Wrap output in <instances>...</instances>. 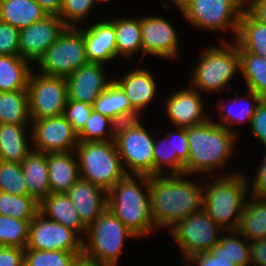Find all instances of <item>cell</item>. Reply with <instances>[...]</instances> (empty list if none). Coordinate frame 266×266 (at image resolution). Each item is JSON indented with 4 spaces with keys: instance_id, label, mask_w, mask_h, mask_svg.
Returning <instances> with one entry per match:
<instances>
[{
    "instance_id": "obj_48",
    "label": "cell",
    "mask_w": 266,
    "mask_h": 266,
    "mask_svg": "<svg viewBox=\"0 0 266 266\" xmlns=\"http://www.w3.org/2000/svg\"><path fill=\"white\" fill-rule=\"evenodd\" d=\"M25 249L0 246V266H24Z\"/></svg>"
},
{
    "instance_id": "obj_44",
    "label": "cell",
    "mask_w": 266,
    "mask_h": 266,
    "mask_svg": "<svg viewBox=\"0 0 266 266\" xmlns=\"http://www.w3.org/2000/svg\"><path fill=\"white\" fill-rule=\"evenodd\" d=\"M189 263H197V266H237L227 255V246L217 243L210 252L196 253L187 260Z\"/></svg>"
},
{
    "instance_id": "obj_41",
    "label": "cell",
    "mask_w": 266,
    "mask_h": 266,
    "mask_svg": "<svg viewBox=\"0 0 266 266\" xmlns=\"http://www.w3.org/2000/svg\"><path fill=\"white\" fill-rule=\"evenodd\" d=\"M230 232L227 236L220 237L219 243L222 246H227V255L235 265L237 266H248L250 264V242L240 241L237 239V230L226 231ZM236 236V237H235Z\"/></svg>"
},
{
    "instance_id": "obj_30",
    "label": "cell",
    "mask_w": 266,
    "mask_h": 266,
    "mask_svg": "<svg viewBox=\"0 0 266 266\" xmlns=\"http://www.w3.org/2000/svg\"><path fill=\"white\" fill-rule=\"evenodd\" d=\"M25 125L0 124V160L21 163L32 149L27 144Z\"/></svg>"
},
{
    "instance_id": "obj_22",
    "label": "cell",
    "mask_w": 266,
    "mask_h": 266,
    "mask_svg": "<svg viewBox=\"0 0 266 266\" xmlns=\"http://www.w3.org/2000/svg\"><path fill=\"white\" fill-rule=\"evenodd\" d=\"M72 151L47 153L51 193H66L80 178L78 160Z\"/></svg>"
},
{
    "instance_id": "obj_18",
    "label": "cell",
    "mask_w": 266,
    "mask_h": 266,
    "mask_svg": "<svg viewBox=\"0 0 266 266\" xmlns=\"http://www.w3.org/2000/svg\"><path fill=\"white\" fill-rule=\"evenodd\" d=\"M177 128V132H169L161 141L154 142V176L163 175L162 167L166 165L170 167L171 174L184 175V165L189 157V144L185 128Z\"/></svg>"
},
{
    "instance_id": "obj_28",
    "label": "cell",
    "mask_w": 266,
    "mask_h": 266,
    "mask_svg": "<svg viewBox=\"0 0 266 266\" xmlns=\"http://www.w3.org/2000/svg\"><path fill=\"white\" fill-rule=\"evenodd\" d=\"M234 41L238 45V50L266 57V25L257 21L246 9L241 14Z\"/></svg>"
},
{
    "instance_id": "obj_54",
    "label": "cell",
    "mask_w": 266,
    "mask_h": 266,
    "mask_svg": "<svg viewBox=\"0 0 266 266\" xmlns=\"http://www.w3.org/2000/svg\"><path fill=\"white\" fill-rule=\"evenodd\" d=\"M240 1L244 6H246L251 0H238Z\"/></svg>"
},
{
    "instance_id": "obj_31",
    "label": "cell",
    "mask_w": 266,
    "mask_h": 266,
    "mask_svg": "<svg viewBox=\"0 0 266 266\" xmlns=\"http://www.w3.org/2000/svg\"><path fill=\"white\" fill-rule=\"evenodd\" d=\"M29 118L27 90L0 92V124L26 125Z\"/></svg>"
},
{
    "instance_id": "obj_43",
    "label": "cell",
    "mask_w": 266,
    "mask_h": 266,
    "mask_svg": "<svg viewBox=\"0 0 266 266\" xmlns=\"http://www.w3.org/2000/svg\"><path fill=\"white\" fill-rule=\"evenodd\" d=\"M94 4V0H63L59 17L67 27H77L73 23L81 22Z\"/></svg>"
},
{
    "instance_id": "obj_25",
    "label": "cell",
    "mask_w": 266,
    "mask_h": 266,
    "mask_svg": "<svg viewBox=\"0 0 266 266\" xmlns=\"http://www.w3.org/2000/svg\"><path fill=\"white\" fill-rule=\"evenodd\" d=\"M124 91L134 108L146 107L156 94V82L149 71L135 69L118 81L114 80Z\"/></svg>"
},
{
    "instance_id": "obj_14",
    "label": "cell",
    "mask_w": 266,
    "mask_h": 266,
    "mask_svg": "<svg viewBox=\"0 0 266 266\" xmlns=\"http://www.w3.org/2000/svg\"><path fill=\"white\" fill-rule=\"evenodd\" d=\"M31 140L35 151L43 153L74 151L78 146L77 133L65 116L33 120Z\"/></svg>"
},
{
    "instance_id": "obj_4",
    "label": "cell",
    "mask_w": 266,
    "mask_h": 266,
    "mask_svg": "<svg viewBox=\"0 0 266 266\" xmlns=\"http://www.w3.org/2000/svg\"><path fill=\"white\" fill-rule=\"evenodd\" d=\"M204 185L202 209L223 229L237 230L247 197V178L243 173L218 177Z\"/></svg>"
},
{
    "instance_id": "obj_45",
    "label": "cell",
    "mask_w": 266,
    "mask_h": 266,
    "mask_svg": "<svg viewBox=\"0 0 266 266\" xmlns=\"http://www.w3.org/2000/svg\"><path fill=\"white\" fill-rule=\"evenodd\" d=\"M93 111V105L75 100H68L63 115L78 134L85 126L86 119Z\"/></svg>"
},
{
    "instance_id": "obj_21",
    "label": "cell",
    "mask_w": 266,
    "mask_h": 266,
    "mask_svg": "<svg viewBox=\"0 0 266 266\" xmlns=\"http://www.w3.org/2000/svg\"><path fill=\"white\" fill-rule=\"evenodd\" d=\"M86 56L88 62L104 63L117 56L115 29L110 21L94 23L84 30Z\"/></svg>"
},
{
    "instance_id": "obj_26",
    "label": "cell",
    "mask_w": 266,
    "mask_h": 266,
    "mask_svg": "<svg viewBox=\"0 0 266 266\" xmlns=\"http://www.w3.org/2000/svg\"><path fill=\"white\" fill-rule=\"evenodd\" d=\"M46 15L35 0H0V21L19 30L29 27Z\"/></svg>"
},
{
    "instance_id": "obj_20",
    "label": "cell",
    "mask_w": 266,
    "mask_h": 266,
    "mask_svg": "<svg viewBox=\"0 0 266 266\" xmlns=\"http://www.w3.org/2000/svg\"><path fill=\"white\" fill-rule=\"evenodd\" d=\"M66 194L86 227L94 223L107 208V192L83 178H79Z\"/></svg>"
},
{
    "instance_id": "obj_2",
    "label": "cell",
    "mask_w": 266,
    "mask_h": 266,
    "mask_svg": "<svg viewBox=\"0 0 266 266\" xmlns=\"http://www.w3.org/2000/svg\"><path fill=\"white\" fill-rule=\"evenodd\" d=\"M133 176L126 174L107 192V208L137 237H144L157 229L151 215L150 176ZM140 181L146 194L137 184Z\"/></svg>"
},
{
    "instance_id": "obj_9",
    "label": "cell",
    "mask_w": 266,
    "mask_h": 266,
    "mask_svg": "<svg viewBox=\"0 0 266 266\" xmlns=\"http://www.w3.org/2000/svg\"><path fill=\"white\" fill-rule=\"evenodd\" d=\"M176 6L193 26L214 31L229 28L235 38L245 9L238 0H180Z\"/></svg>"
},
{
    "instance_id": "obj_6",
    "label": "cell",
    "mask_w": 266,
    "mask_h": 266,
    "mask_svg": "<svg viewBox=\"0 0 266 266\" xmlns=\"http://www.w3.org/2000/svg\"><path fill=\"white\" fill-rule=\"evenodd\" d=\"M80 178L108 192L127 174L115 141L83 142L75 148Z\"/></svg>"
},
{
    "instance_id": "obj_56",
    "label": "cell",
    "mask_w": 266,
    "mask_h": 266,
    "mask_svg": "<svg viewBox=\"0 0 266 266\" xmlns=\"http://www.w3.org/2000/svg\"><path fill=\"white\" fill-rule=\"evenodd\" d=\"M103 1H107V0H94V2H103Z\"/></svg>"
},
{
    "instance_id": "obj_53",
    "label": "cell",
    "mask_w": 266,
    "mask_h": 266,
    "mask_svg": "<svg viewBox=\"0 0 266 266\" xmlns=\"http://www.w3.org/2000/svg\"><path fill=\"white\" fill-rule=\"evenodd\" d=\"M71 266H97L93 261L80 256L78 257Z\"/></svg>"
},
{
    "instance_id": "obj_51",
    "label": "cell",
    "mask_w": 266,
    "mask_h": 266,
    "mask_svg": "<svg viewBox=\"0 0 266 266\" xmlns=\"http://www.w3.org/2000/svg\"><path fill=\"white\" fill-rule=\"evenodd\" d=\"M245 9L260 23L266 25V0H251Z\"/></svg>"
},
{
    "instance_id": "obj_3",
    "label": "cell",
    "mask_w": 266,
    "mask_h": 266,
    "mask_svg": "<svg viewBox=\"0 0 266 266\" xmlns=\"http://www.w3.org/2000/svg\"><path fill=\"white\" fill-rule=\"evenodd\" d=\"M185 130L189 144V157L184 165L185 176L195 172L208 174L225 165L238 137L234 131L216 124L210 118Z\"/></svg>"
},
{
    "instance_id": "obj_55",
    "label": "cell",
    "mask_w": 266,
    "mask_h": 266,
    "mask_svg": "<svg viewBox=\"0 0 266 266\" xmlns=\"http://www.w3.org/2000/svg\"><path fill=\"white\" fill-rule=\"evenodd\" d=\"M172 2L175 3V5H177L180 2V0H172Z\"/></svg>"
},
{
    "instance_id": "obj_35",
    "label": "cell",
    "mask_w": 266,
    "mask_h": 266,
    "mask_svg": "<svg viewBox=\"0 0 266 266\" xmlns=\"http://www.w3.org/2000/svg\"><path fill=\"white\" fill-rule=\"evenodd\" d=\"M133 108L122 88L112 80L109 86L95 100L93 109L108 118Z\"/></svg>"
},
{
    "instance_id": "obj_34",
    "label": "cell",
    "mask_w": 266,
    "mask_h": 266,
    "mask_svg": "<svg viewBox=\"0 0 266 266\" xmlns=\"http://www.w3.org/2000/svg\"><path fill=\"white\" fill-rule=\"evenodd\" d=\"M39 212V203L31 196L0 192V215L32 220Z\"/></svg>"
},
{
    "instance_id": "obj_42",
    "label": "cell",
    "mask_w": 266,
    "mask_h": 266,
    "mask_svg": "<svg viewBox=\"0 0 266 266\" xmlns=\"http://www.w3.org/2000/svg\"><path fill=\"white\" fill-rule=\"evenodd\" d=\"M143 110L142 108H131L124 111L110 119L109 130L111 134V141H115L121 135L125 134L128 130L140 128L141 124L139 113Z\"/></svg>"
},
{
    "instance_id": "obj_11",
    "label": "cell",
    "mask_w": 266,
    "mask_h": 266,
    "mask_svg": "<svg viewBox=\"0 0 266 266\" xmlns=\"http://www.w3.org/2000/svg\"><path fill=\"white\" fill-rule=\"evenodd\" d=\"M220 228L202 209L177 222L169 230L184 254L183 259L187 260L196 253L210 252L220 241L221 236L217 234L223 230Z\"/></svg>"
},
{
    "instance_id": "obj_24",
    "label": "cell",
    "mask_w": 266,
    "mask_h": 266,
    "mask_svg": "<svg viewBox=\"0 0 266 266\" xmlns=\"http://www.w3.org/2000/svg\"><path fill=\"white\" fill-rule=\"evenodd\" d=\"M21 166L27 184L28 196L40 203L51 193L47 153L32 150L21 162Z\"/></svg>"
},
{
    "instance_id": "obj_17",
    "label": "cell",
    "mask_w": 266,
    "mask_h": 266,
    "mask_svg": "<svg viewBox=\"0 0 266 266\" xmlns=\"http://www.w3.org/2000/svg\"><path fill=\"white\" fill-rule=\"evenodd\" d=\"M102 63L88 62L66 78L68 100L93 105L95 100L109 86Z\"/></svg>"
},
{
    "instance_id": "obj_29",
    "label": "cell",
    "mask_w": 266,
    "mask_h": 266,
    "mask_svg": "<svg viewBox=\"0 0 266 266\" xmlns=\"http://www.w3.org/2000/svg\"><path fill=\"white\" fill-rule=\"evenodd\" d=\"M29 63L20 55H0V92L27 90Z\"/></svg>"
},
{
    "instance_id": "obj_12",
    "label": "cell",
    "mask_w": 266,
    "mask_h": 266,
    "mask_svg": "<svg viewBox=\"0 0 266 266\" xmlns=\"http://www.w3.org/2000/svg\"><path fill=\"white\" fill-rule=\"evenodd\" d=\"M71 229L46 218L40 212L29 224L28 243L25 249L82 252V237Z\"/></svg>"
},
{
    "instance_id": "obj_50",
    "label": "cell",
    "mask_w": 266,
    "mask_h": 266,
    "mask_svg": "<svg viewBox=\"0 0 266 266\" xmlns=\"http://www.w3.org/2000/svg\"><path fill=\"white\" fill-rule=\"evenodd\" d=\"M266 266V239L250 242V265Z\"/></svg>"
},
{
    "instance_id": "obj_27",
    "label": "cell",
    "mask_w": 266,
    "mask_h": 266,
    "mask_svg": "<svg viewBox=\"0 0 266 266\" xmlns=\"http://www.w3.org/2000/svg\"><path fill=\"white\" fill-rule=\"evenodd\" d=\"M249 202H245L237 232L249 242L266 239V199L253 197Z\"/></svg>"
},
{
    "instance_id": "obj_40",
    "label": "cell",
    "mask_w": 266,
    "mask_h": 266,
    "mask_svg": "<svg viewBox=\"0 0 266 266\" xmlns=\"http://www.w3.org/2000/svg\"><path fill=\"white\" fill-rule=\"evenodd\" d=\"M110 126V118L96 112L94 109L85 121V126L77 134L78 141L83 142H105L111 141V134L106 131ZM109 138V139H108Z\"/></svg>"
},
{
    "instance_id": "obj_39",
    "label": "cell",
    "mask_w": 266,
    "mask_h": 266,
    "mask_svg": "<svg viewBox=\"0 0 266 266\" xmlns=\"http://www.w3.org/2000/svg\"><path fill=\"white\" fill-rule=\"evenodd\" d=\"M248 91H249L248 97L250 96L251 99L253 100V102L251 101V104H248V106H245L242 109H241V107H240V109H238L239 107H237L239 104L238 101L240 100V99H238L239 98L238 96L235 97L232 101V105H231L232 109L231 108L228 109V107H226L227 106L226 103L224 104L222 102V104L219 105L218 107L220 109L222 108V110L224 109L223 111H226L225 115L222 114L220 116L225 123L224 122L223 123H217L216 122V124L228 129L229 131H233L230 129V126L234 122L235 123H239V122L241 123V122L245 121V122H248L249 124H251V120H252L254 113L256 111L257 104L261 101V98L254 91H252V90H248ZM254 102L256 105L253 104ZM234 106H236L237 108ZM229 123H231V124L229 125Z\"/></svg>"
},
{
    "instance_id": "obj_52",
    "label": "cell",
    "mask_w": 266,
    "mask_h": 266,
    "mask_svg": "<svg viewBox=\"0 0 266 266\" xmlns=\"http://www.w3.org/2000/svg\"><path fill=\"white\" fill-rule=\"evenodd\" d=\"M47 14L60 15L63 0H35Z\"/></svg>"
},
{
    "instance_id": "obj_5",
    "label": "cell",
    "mask_w": 266,
    "mask_h": 266,
    "mask_svg": "<svg viewBox=\"0 0 266 266\" xmlns=\"http://www.w3.org/2000/svg\"><path fill=\"white\" fill-rule=\"evenodd\" d=\"M85 236L82 256L97 266H116L124 239L137 238L108 208L87 227Z\"/></svg>"
},
{
    "instance_id": "obj_33",
    "label": "cell",
    "mask_w": 266,
    "mask_h": 266,
    "mask_svg": "<svg viewBox=\"0 0 266 266\" xmlns=\"http://www.w3.org/2000/svg\"><path fill=\"white\" fill-rule=\"evenodd\" d=\"M114 25L117 55L129 57L142 51V36L139 19L119 18L110 21ZM141 49V50H140Z\"/></svg>"
},
{
    "instance_id": "obj_16",
    "label": "cell",
    "mask_w": 266,
    "mask_h": 266,
    "mask_svg": "<svg viewBox=\"0 0 266 266\" xmlns=\"http://www.w3.org/2000/svg\"><path fill=\"white\" fill-rule=\"evenodd\" d=\"M143 57L149 53L157 57L174 58L178 54V36L174 26L158 16L140 18Z\"/></svg>"
},
{
    "instance_id": "obj_47",
    "label": "cell",
    "mask_w": 266,
    "mask_h": 266,
    "mask_svg": "<svg viewBox=\"0 0 266 266\" xmlns=\"http://www.w3.org/2000/svg\"><path fill=\"white\" fill-rule=\"evenodd\" d=\"M251 131L266 147V100L257 104L256 111L251 120Z\"/></svg>"
},
{
    "instance_id": "obj_1",
    "label": "cell",
    "mask_w": 266,
    "mask_h": 266,
    "mask_svg": "<svg viewBox=\"0 0 266 266\" xmlns=\"http://www.w3.org/2000/svg\"><path fill=\"white\" fill-rule=\"evenodd\" d=\"M183 174L150 176V205L156 228H172L202 210L204 186L181 178Z\"/></svg>"
},
{
    "instance_id": "obj_23",
    "label": "cell",
    "mask_w": 266,
    "mask_h": 266,
    "mask_svg": "<svg viewBox=\"0 0 266 266\" xmlns=\"http://www.w3.org/2000/svg\"><path fill=\"white\" fill-rule=\"evenodd\" d=\"M39 212L76 234L77 232L86 233L87 227L80 220L78 212L66 193H50L39 203Z\"/></svg>"
},
{
    "instance_id": "obj_49",
    "label": "cell",
    "mask_w": 266,
    "mask_h": 266,
    "mask_svg": "<svg viewBox=\"0 0 266 266\" xmlns=\"http://www.w3.org/2000/svg\"><path fill=\"white\" fill-rule=\"evenodd\" d=\"M251 190V198L266 199V155L264 156L263 163L258 168Z\"/></svg>"
},
{
    "instance_id": "obj_10",
    "label": "cell",
    "mask_w": 266,
    "mask_h": 266,
    "mask_svg": "<svg viewBox=\"0 0 266 266\" xmlns=\"http://www.w3.org/2000/svg\"><path fill=\"white\" fill-rule=\"evenodd\" d=\"M28 103L30 120L59 116L64 113L68 101L66 78L30 73L28 79Z\"/></svg>"
},
{
    "instance_id": "obj_38",
    "label": "cell",
    "mask_w": 266,
    "mask_h": 266,
    "mask_svg": "<svg viewBox=\"0 0 266 266\" xmlns=\"http://www.w3.org/2000/svg\"><path fill=\"white\" fill-rule=\"evenodd\" d=\"M0 192L28 195L21 163L0 160Z\"/></svg>"
},
{
    "instance_id": "obj_13",
    "label": "cell",
    "mask_w": 266,
    "mask_h": 266,
    "mask_svg": "<svg viewBox=\"0 0 266 266\" xmlns=\"http://www.w3.org/2000/svg\"><path fill=\"white\" fill-rule=\"evenodd\" d=\"M153 139L142 126L115 140L122 165L128 166L127 174L154 176Z\"/></svg>"
},
{
    "instance_id": "obj_15",
    "label": "cell",
    "mask_w": 266,
    "mask_h": 266,
    "mask_svg": "<svg viewBox=\"0 0 266 266\" xmlns=\"http://www.w3.org/2000/svg\"><path fill=\"white\" fill-rule=\"evenodd\" d=\"M67 26L58 15L47 14L19 32V55L30 63L38 59L57 40Z\"/></svg>"
},
{
    "instance_id": "obj_19",
    "label": "cell",
    "mask_w": 266,
    "mask_h": 266,
    "mask_svg": "<svg viewBox=\"0 0 266 266\" xmlns=\"http://www.w3.org/2000/svg\"><path fill=\"white\" fill-rule=\"evenodd\" d=\"M167 98L165 102L167 115L171 123L177 127L188 128L209 119L204 114L200 92L191 85L190 89L177 90Z\"/></svg>"
},
{
    "instance_id": "obj_7",
    "label": "cell",
    "mask_w": 266,
    "mask_h": 266,
    "mask_svg": "<svg viewBox=\"0 0 266 266\" xmlns=\"http://www.w3.org/2000/svg\"><path fill=\"white\" fill-rule=\"evenodd\" d=\"M223 47L210 46L204 50L192 74L191 86L198 91H223L239 68V52L236 42L223 41Z\"/></svg>"
},
{
    "instance_id": "obj_36",
    "label": "cell",
    "mask_w": 266,
    "mask_h": 266,
    "mask_svg": "<svg viewBox=\"0 0 266 266\" xmlns=\"http://www.w3.org/2000/svg\"><path fill=\"white\" fill-rule=\"evenodd\" d=\"M31 220L0 215V246L25 249Z\"/></svg>"
},
{
    "instance_id": "obj_32",
    "label": "cell",
    "mask_w": 266,
    "mask_h": 266,
    "mask_svg": "<svg viewBox=\"0 0 266 266\" xmlns=\"http://www.w3.org/2000/svg\"><path fill=\"white\" fill-rule=\"evenodd\" d=\"M239 68L248 90L254 91L261 100H266V57L257 56L246 50H238Z\"/></svg>"
},
{
    "instance_id": "obj_46",
    "label": "cell",
    "mask_w": 266,
    "mask_h": 266,
    "mask_svg": "<svg viewBox=\"0 0 266 266\" xmlns=\"http://www.w3.org/2000/svg\"><path fill=\"white\" fill-rule=\"evenodd\" d=\"M19 32V29L0 21V55H19Z\"/></svg>"
},
{
    "instance_id": "obj_8",
    "label": "cell",
    "mask_w": 266,
    "mask_h": 266,
    "mask_svg": "<svg viewBox=\"0 0 266 266\" xmlns=\"http://www.w3.org/2000/svg\"><path fill=\"white\" fill-rule=\"evenodd\" d=\"M36 63L42 74L69 77L88 63L83 32L78 27H66Z\"/></svg>"
},
{
    "instance_id": "obj_37",
    "label": "cell",
    "mask_w": 266,
    "mask_h": 266,
    "mask_svg": "<svg viewBox=\"0 0 266 266\" xmlns=\"http://www.w3.org/2000/svg\"><path fill=\"white\" fill-rule=\"evenodd\" d=\"M82 252L25 249L24 266H71Z\"/></svg>"
}]
</instances>
